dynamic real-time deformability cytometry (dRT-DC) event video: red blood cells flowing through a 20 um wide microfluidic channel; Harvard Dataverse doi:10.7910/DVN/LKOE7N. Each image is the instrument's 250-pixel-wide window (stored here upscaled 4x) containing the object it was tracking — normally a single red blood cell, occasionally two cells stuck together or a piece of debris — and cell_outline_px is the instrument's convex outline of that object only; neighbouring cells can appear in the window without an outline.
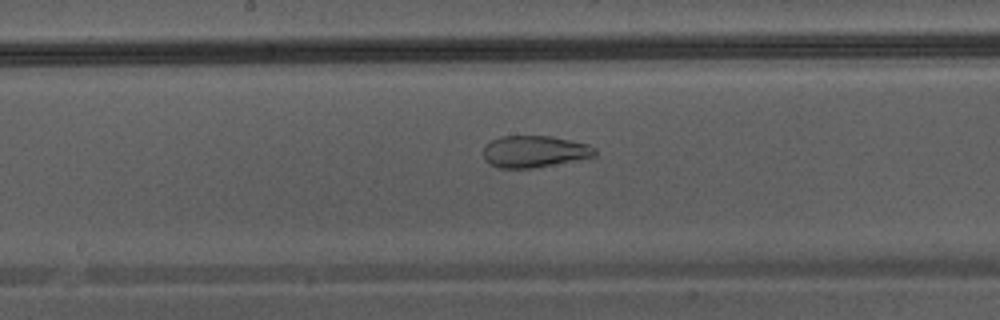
{"species": "Egyptian fruit bat (a non-hibernating species)", "species_latin": "Rousettus aegyptiacus", "temperature_condition": "warm", "stored_images_in_passage": 37, "camera_frame_rate_fps": 3000, "um_per_image_px": 0.085, "animal": {"sex": "male"}, "frame": {"image": 1, "passage_image": 16, "time_ms": 5.0, "image_size_px": [1000, 320], "cell_outline_px": [[596, 156], [532, 168], [500, 168], [488, 164], [484, 160], [484, 148], [492, 140], [500, 136], [552, 136], [588, 144], [596, 148]], "centroid_in_image_um": [45.42, 12.88], "position_along_channel_um": 202.8, "area_um2": 20.58}}